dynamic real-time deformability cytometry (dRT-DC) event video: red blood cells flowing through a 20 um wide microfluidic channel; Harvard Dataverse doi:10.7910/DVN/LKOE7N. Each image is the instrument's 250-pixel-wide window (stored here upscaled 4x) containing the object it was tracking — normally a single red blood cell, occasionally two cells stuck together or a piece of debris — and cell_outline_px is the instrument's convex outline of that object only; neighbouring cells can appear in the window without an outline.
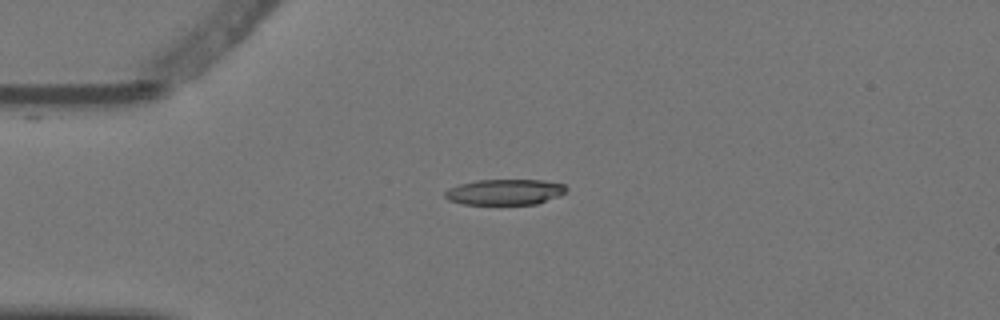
{"species": "Egyptian fruit bat (a non-hibernating species)", "species_latin": "Rousettus aegyptiacus", "temperature_condition": "warm", "stored_images_in_passage": 3, "camera_frame_rate_fps": 3000, "um_per_image_px": 0.085, "animal": {"sex": "female"}, "frame": {"image": 1, "passage_image": 3, "time_ms": 0.667, "image_size_px": [1000, 320], "cell_outline_px": [[568, 188], [560, 196], [536, 204], [464, 204], [448, 200], [444, 196], [444, 192], [448, 188], [460, 184], [476, 180], [544, 180], [564, 184]], "centroid_in_image_um": [42.91, 16.32], "position_along_channel_um": 42.1, "area_um2": 18.21}}